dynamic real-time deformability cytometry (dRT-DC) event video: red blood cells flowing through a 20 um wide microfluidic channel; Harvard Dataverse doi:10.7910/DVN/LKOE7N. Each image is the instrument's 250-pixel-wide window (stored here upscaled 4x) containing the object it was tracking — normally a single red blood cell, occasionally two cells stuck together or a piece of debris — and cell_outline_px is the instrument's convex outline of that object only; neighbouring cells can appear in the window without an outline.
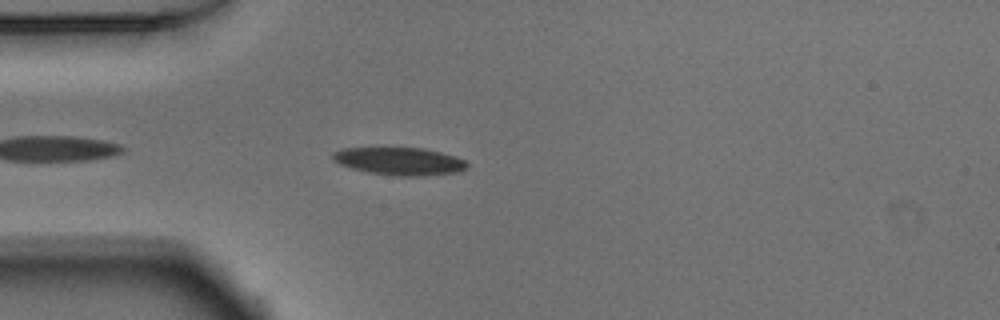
{"species": "Egyptian fruit bat (a non-hibernating species)", "species_latin": "Rousettus aegyptiacus", "temperature_condition": "warm", "stored_images_in_passage": 27, "camera_frame_rate_fps": 3000, "um_per_image_px": 0.085, "animal": {"sex": "male"}, "frame": {"image": 1, "passage_image": 3, "time_ms": 0.667, "image_size_px": [1000, 320], "cell_outline_px": [[468, 168], [460, 172], [424, 176], [392, 176], [368, 172], [352, 168], [340, 164], [332, 160], [332, 152], [340, 148], [424, 148], [456, 156], [464, 160], [468, 164]], "centroid_in_image_um": [33.97, 13.71], "position_along_channel_um": 51.0, "area_um2": 21.91}}
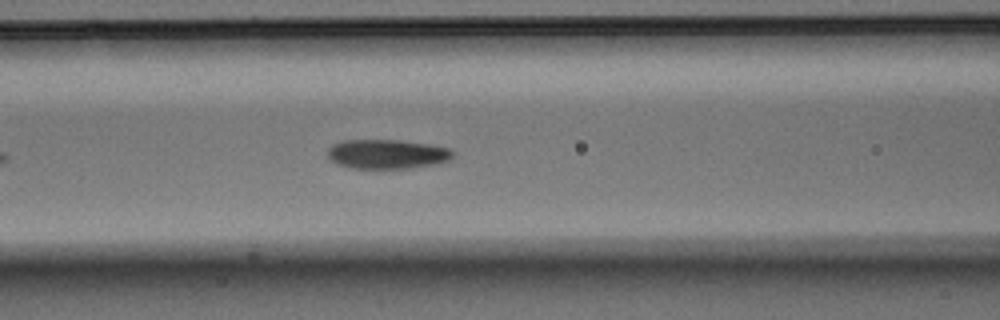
{"frame": {"image": 2, "passage_image": 10, "time_ms": 3.0, "image_size_px": [1000, 320], "cell_outline_px": [[452, 156], [448, 160], [436, 164], [408, 168], [348, 168], [336, 164], [328, 156], [328, 148], [332, 144], [344, 140], [400, 140], [432, 144], [452, 148]], "centroid_in_image_um": [32.9, 13.09], "position_along_channel_um": 133.7, "area_um2": 21.56}}
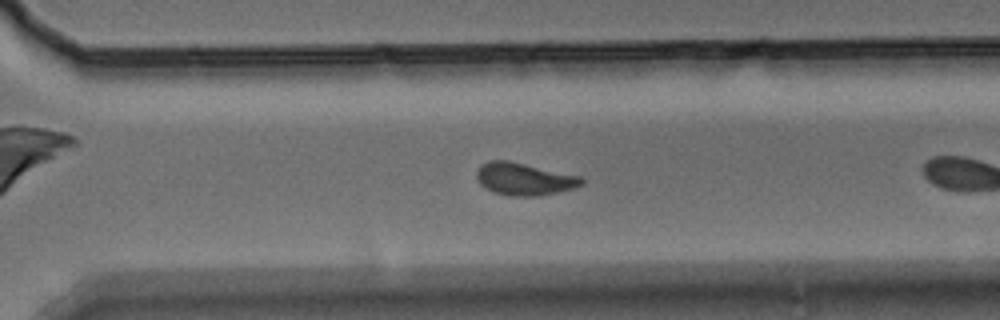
{"frame": {"image": 3, "passage_image": 22, "time_ms": 7.0, "image_size_px": [1000, 320], "cell_outline_px": [[584, 184], [576, 188], [536, 196], [508, 196], [492, 192], [480, 184], [476, 180], [476, 172], [480, 164], [488, 160], [508, 160], [580, 176], [584, 180]], "centroid_in_image_um": [44.52, 15.21], "position_along_channel_um": 326.1, "area_um2": 20.0}}